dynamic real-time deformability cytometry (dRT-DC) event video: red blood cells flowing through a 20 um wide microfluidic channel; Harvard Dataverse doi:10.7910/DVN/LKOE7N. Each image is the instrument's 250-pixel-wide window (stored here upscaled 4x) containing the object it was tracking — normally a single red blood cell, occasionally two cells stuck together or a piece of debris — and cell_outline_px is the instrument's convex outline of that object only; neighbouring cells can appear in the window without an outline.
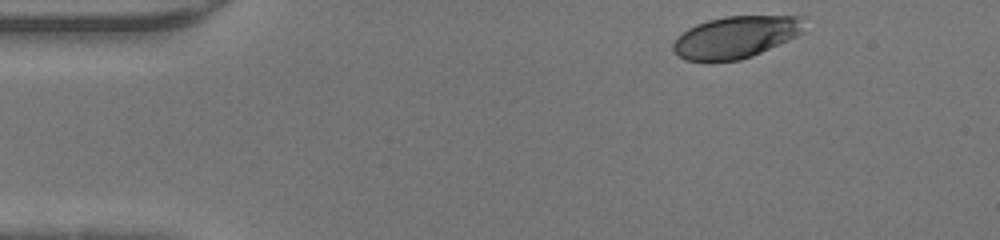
{"species": "human", "species_latin": "Homo sapiens", "temperature_condition": "warm", "stored_images_in_passage": 41, "camera_frame_rate_fps": 3000, "um_per_image_px": 0.085, "donor": {"sex": "male"}, "frame": {"image": 1, "passage_image": 1, "time_ms": 0.0, "image_size_px": [1000, 240], "cell_outline_px": [[808, 16], [804, 32], [788, 40], [752, 56], [740, 60], [708, 64], [684, 60], [672, 48], [672, 44], [676, 36], [688, 28], [696, 24], [708, 20], [724, 16]], "centroid_in_image_um": [62.53, 3.17], "position_along_channel_um": 22.5, "area_um2": 33.0}}
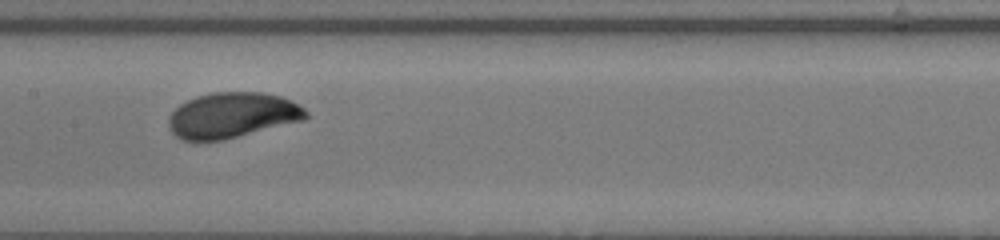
{"frame": {"image": 2, "passage_image": 18, "time_ms": 5.667, "image_size_px": [1000, 240], "cell_outline_px": [[308, 116], [304, 120], [224, 140], [180, 140], [168, 128], [168, 116], [180, 104], [196, 96], [212, 92], [264, 92], [280, 96], [292, 100], [300, 104], [308, 112]], "centroid_in_image_um": [19.75, 9.79], "position_along_channel_um": 187.7, "area_um2": 36.65}}
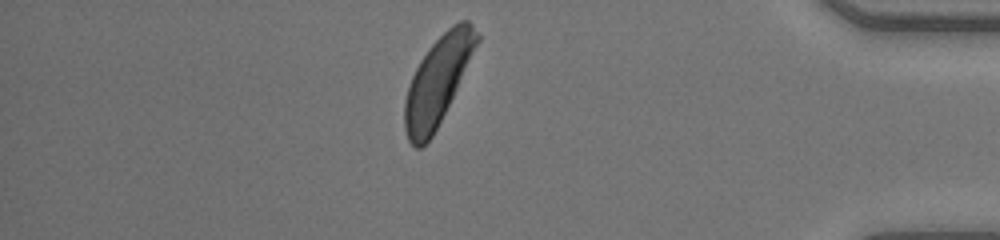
{"frame": {"image": 3, "passage_image": 35, "time_ms": 11.333, "image_size_px": [1000, 240], "cell_outline_px": [[480, 40], [432, 136], [420, 148], [416, 148], [408, 140], [404, 128], [404, 100], [412, 76], [420, 60], [428, 48], [452, 24], [460, 20], [468, 20], [472, 24], [480, 36]], "centroid_in_image_um": [37.19, 6.84], "position_along_channel_um": 398.0, "area_um2": 36.13}}